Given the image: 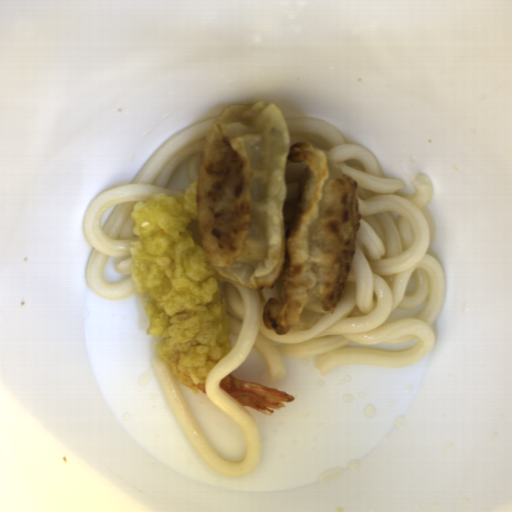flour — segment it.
<instances>
[{
    "label": "flour",
    "mask_w": 512,
    "mask_h": 512,
    "mask_svg": "<svg viewBox=\"0 0 512 512\" xmlns=\"http://www.w3.org/2000/svg\"><path fill=\"white\" fill-rule=\"evenodd\" d=\"M206 258L245 288H273L261 319L278 336L335 310L361 222L358 182L322 149L291 143L273 102L229 103L203 141L195 188Z\"/></svg>",
    "instance_id": "c2a2500e"
}]
</instances>
